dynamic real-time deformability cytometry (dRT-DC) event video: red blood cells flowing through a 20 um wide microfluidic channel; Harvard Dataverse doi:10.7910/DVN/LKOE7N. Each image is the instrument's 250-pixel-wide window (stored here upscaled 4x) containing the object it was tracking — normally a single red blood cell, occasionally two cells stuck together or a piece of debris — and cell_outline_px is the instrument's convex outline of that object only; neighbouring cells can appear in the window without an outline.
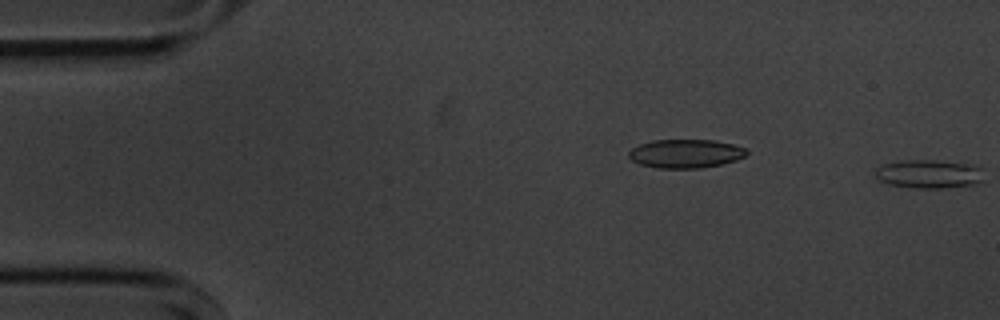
{"species": "common noctule bat (a hibernating species)", "species_latin": "Nyctalus noctula", "temperature_condition": "cold", "stored_images_in_passage": 4, "segment_of_instrument_passage": [2, 2], "camera_frame_rate_fps": 3000, "um_per_image_px": 0.085, "animal": {"sex": "male", "body_mass_g": 20.1, "forearm_length_mm": 53.5}, "frame": {"image": 1, "passage_image": 4, "time_ms": 1.0, "image_size_px": [1000, 320], "cell_outline_px": [[984, 168], [980, 184], [944, 188], [912, 188], [888, 184], [880, 180], [876, 176], [876, 168], [884, 164], [904, 160], [936, 160], [980, 164]], "centroid_in_image_um": [79.06, 14.78], "position_along_channel_um": 5.9, "area_um2": 18.55}}